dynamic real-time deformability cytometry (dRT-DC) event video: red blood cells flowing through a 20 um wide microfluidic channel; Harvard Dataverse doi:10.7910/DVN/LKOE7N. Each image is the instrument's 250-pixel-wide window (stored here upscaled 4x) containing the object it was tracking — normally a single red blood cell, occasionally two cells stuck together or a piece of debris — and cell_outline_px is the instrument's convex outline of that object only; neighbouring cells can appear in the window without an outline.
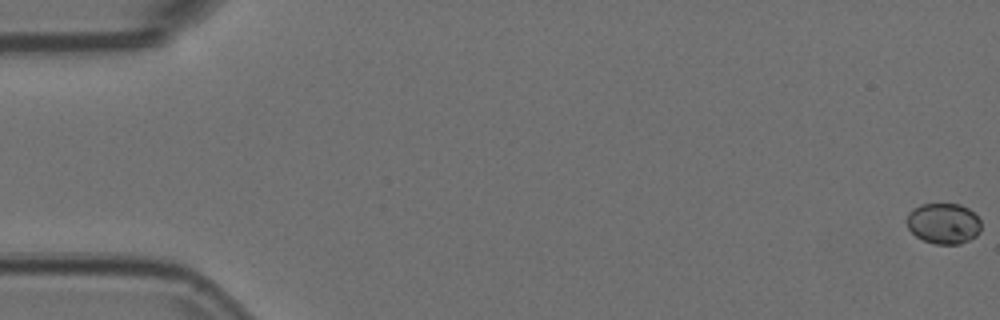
{"species": "Egyptian fruit bat (a non-hibernating species)", "species_latin": "Rousettus aegyptiacus", "temperature_condition": "room temperature", "stored_images_in_passage": 57, "segment_of_instrument_passage": [1, 2], "camera_frame_rate_fps": 3000, "um_per_image_px": 0.085, "animal": {"sex": "female"}, "frame": {"image": 1, "passage_image": 1, "time_ms": 0.0, "image_size_px": [1000, 320], "cell_outline_px": [[980, 232], [976, 236], [960, 244], [936, 244], [924, 240], [916, 236], [908, 228], [904, 220], [908, 212], [912, 208], [920, 204], [960, 204], [968, 208], [980, 220]], "centroid_in_image_um": [80.16, 18.98], "position_along_channel_um": 4.8, "area_um2": 17.8}}
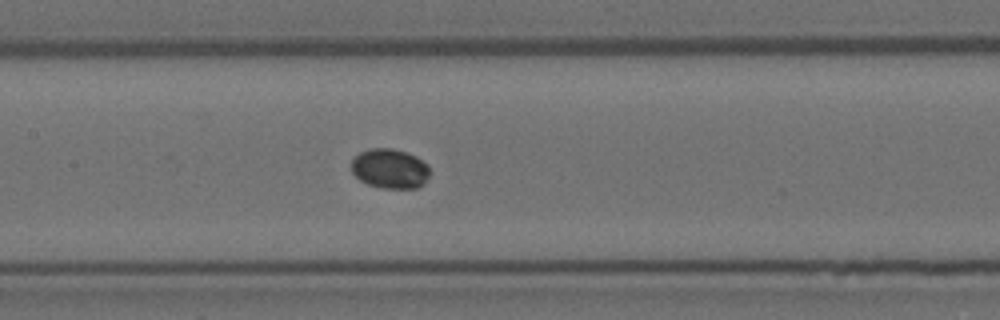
{"frame": {"image": 2, "passage_image": 27, "time_ms": 8.667, "image_size_px": [1000, 320], "cell_outline_px": [[428, 176], [424, 184], [416, 188], [380, 188], [368, 184], [360, 180], [352, 172], [352, 160], [360, 152], [368, 148], [392, 148], [416, 156], [428, 164]], "centroid_in_image_um": [33.14, 14.33], "position_along_channel_um": 174.3, "area_um2": 18.09}}
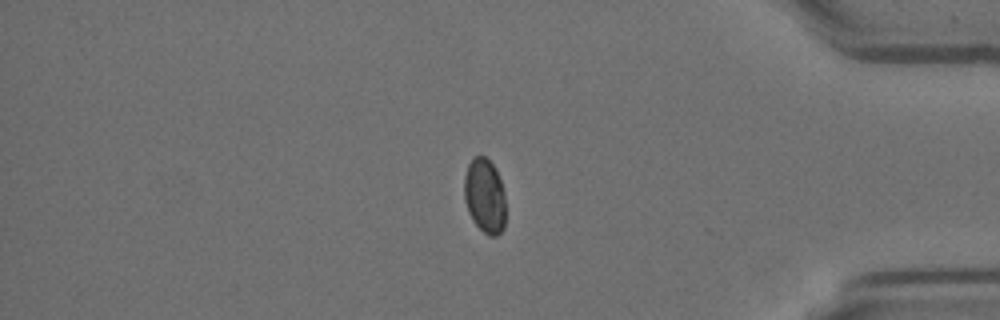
{"frame": {"image": 3, "passage_image": 47, "time_ms": 15.333, "image_size_px": [1000, 320], "cell_outline_px": [[504, 228], [496, 236], [488, 236], [472, 220], [468, 212], [464, 200], [464, 176], [468, 164], [472, 156], [484, 156], [496, 168], [500, 180], [504, 196]], "centroid_in_image_um": [41.17, 16.63], "position_along_channel_um": 394.0, "area_um2": 18.03}}